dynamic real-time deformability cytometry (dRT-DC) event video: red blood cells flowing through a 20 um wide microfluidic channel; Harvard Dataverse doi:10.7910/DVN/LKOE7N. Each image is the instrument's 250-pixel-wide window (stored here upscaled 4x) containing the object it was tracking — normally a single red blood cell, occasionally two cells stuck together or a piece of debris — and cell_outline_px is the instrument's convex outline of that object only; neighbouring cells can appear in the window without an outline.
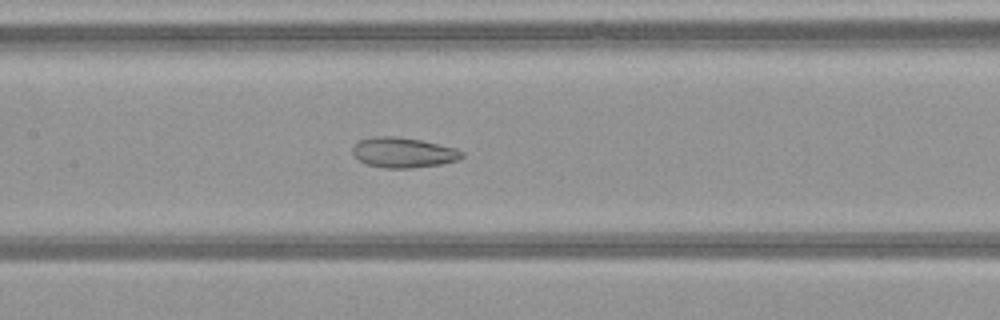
{"species": "common noctule bat (a hibernating species)", "species_latin": "Nyctalus noctula", "temperature_condition": "warm", "stored_images_in_passage": 50, "camera_frame_rate_fps": 3000, "um_per_image_px": 0.085, "animal": {"sex": "female", "body_mass_g": 21.9}, "frame": {"image": 1, "passage_image": 25, "time_ms": 8.0, "image_size_px": [1000, 320], "cell_outline_px": [[464, 156], [460, 160], [440, 164], [408, 168], [384, 168], [368, 164], [360, 160], [352, 152], [352, 148], [360, 140], [372, 136], [396, 136], [420, 140], [456, 148], [464, 152]], "centroid_in_image_um": [34.31, 12.96], "position_along_channel_um": 173.1, "area_um2": 19.13}}
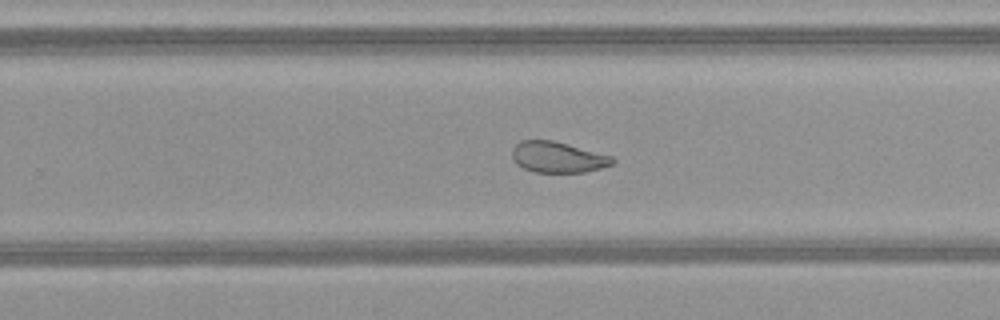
{"frame": {"image": 2, "passage_image": 33, "time_ms": 10.667, "image_size_px": [1000, 320], "cell_outline_px": [[616, 160], [612, 164], [600, 168], [584, 172], [536, 172], [524, 168], [516, 164], [512, 160], [512, 148], [520, 140], [552, 140], [568, 144], [612, 156]], "centroid_in_image_um": [47.38, 13.35], "position_along_channel_um": 282.4, "area_um2": 18.03}}
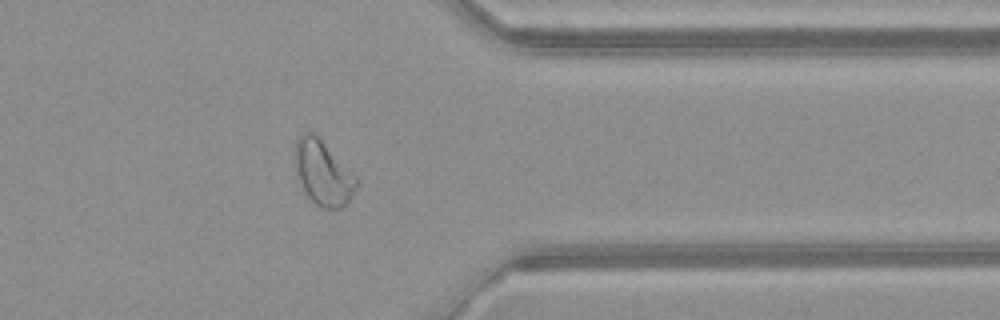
{"frame": {"image": 3, "passage_image": 41, "time_ms": 13.333, "image_size_px": [1000, 320], "cell_outline_px": [[356, 188], [348, 200], [340, 208], [320, 208], [308, 196], [296, 180], [296, 140], [304, 132], [312, 132], [356, 176]], "centroid_in_image_um": [27.42, 14.73], "position_along_channel_um": 384.0, "area_um2": 22.43}, "authors_computed_cell_mechanics": {"area_um2": 25.0852, "velocity_mm_per_s": 4.1177, "shape_relaxation_time_tau1_ms": null, "shape_relaxation_time_tau2_ms": 2.0907, "deformation_change_tau1": null, "deformation_change_tau2": 0.0851}}